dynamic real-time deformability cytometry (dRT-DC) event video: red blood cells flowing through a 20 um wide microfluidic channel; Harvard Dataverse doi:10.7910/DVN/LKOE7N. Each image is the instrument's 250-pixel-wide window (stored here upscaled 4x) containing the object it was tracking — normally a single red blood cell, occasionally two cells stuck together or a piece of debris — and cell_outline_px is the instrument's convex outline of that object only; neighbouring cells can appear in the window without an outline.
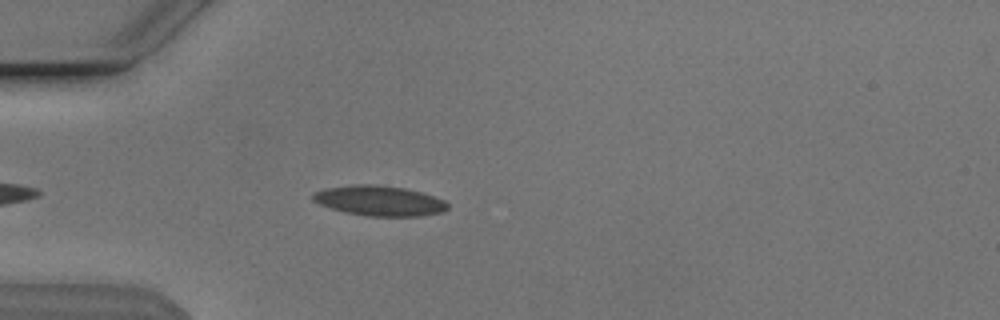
{"species": "Egyptian fruit bat (a non-hibernating species)", "species_latin": "Rousettus aegyptiacus", "temperature_condition": "cold", "stored_images_in_passage": 43, "camera_frame_rate_fps": 3000, "um_per_image_px": 0.085, "animal": {"sex": "male"}, "frame": {"image": 1, "passage_image": 5, "time_ms": 1.333, "image_size_px": [1000, 320], "cell_outline_px": [[448, 208], [444, 212], [420, 216], [368, 216], [344, 212], [320, 204], [312, 200], [312, 196], [316, 192], [324, 188], [352, 184], [372, 184], [404, 188], [420, 192], [444, 200], [448, 204]], "centroid_in_image_um": [32.24, 17.06], "position_along_channel_um": 52.8, "area_um2": 23.58}}
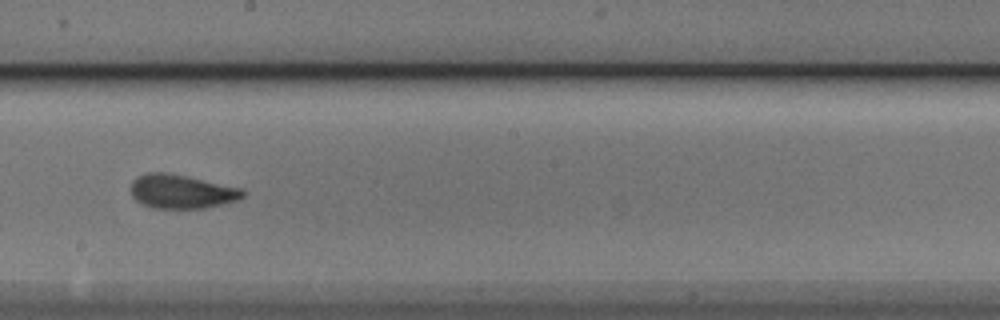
{"frame": {"image": 2, "passage_image": 20, "time_ms": 6.333, "image_size_px": [1000, 320], "cell_outline_px": [[248, 192], [240, 200], [224, 204], [204, 208], [152, 208], [136, 200], [132, 196], [132, 180], [136, 176], [144, 172], [168, 172], [188, 176], [244, 188]], "centroid_in_image_um": [15.49, 16.26], "position_along_channel_um": 232.7, "area_um2": 22.6}}
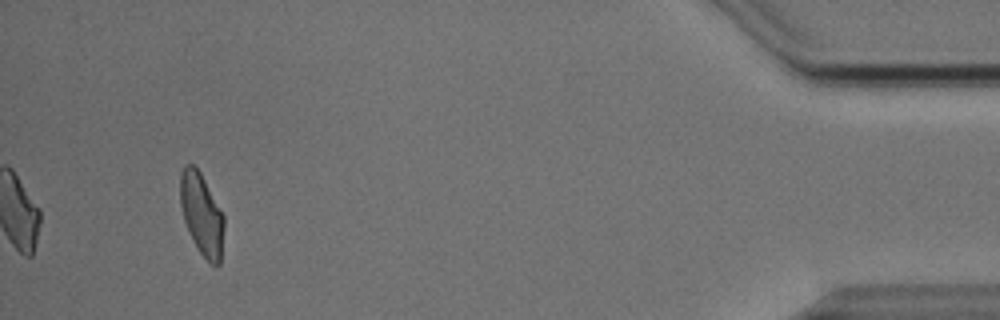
{"frame": {"image": 3, "passage_image": 40, "time_ms": 13.0, "image_size_px": [1000, 320], "cell_outline_px": [[224, 228], [220, 264], [216, 268], [196, 248], [188, 232], [184, 220], [180, 204], [180, 172], [184, 164], [192, 164], [200, 172], [224, 216]], "centroid_in_image_um": [17.13, 18.22], "position_along_channel_um": 418.1, "area_um2": 20.92}, "authors_computed_cell_mechanics": {"area_um2": 21.7906, "velocity_mm_per_s": 3.8279, "shape_relaxation_time_tau1_ms": 4.2084, "shape_relaxation_time_tau2_ms": 1.2759, "deformation_change_tau1": 0.143, "deformation_change_tau2": 0.0724}}